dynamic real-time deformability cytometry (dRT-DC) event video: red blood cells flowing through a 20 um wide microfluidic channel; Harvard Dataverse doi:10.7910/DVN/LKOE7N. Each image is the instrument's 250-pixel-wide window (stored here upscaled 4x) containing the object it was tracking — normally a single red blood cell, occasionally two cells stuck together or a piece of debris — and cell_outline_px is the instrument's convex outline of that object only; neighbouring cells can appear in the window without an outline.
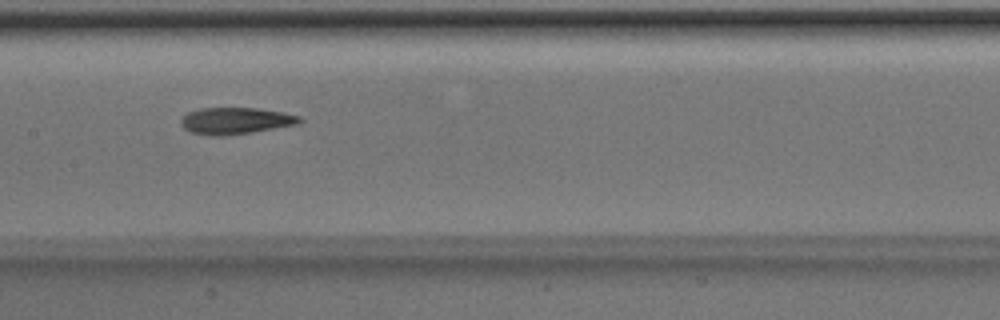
{"species": "Egyptian fruit bat (a non-hibernating species)", "species_latin": "Rousettus aegyptiacus", "temperature_condition": "room temperature", "stored_images_in_passage": 44, "camera_frame_rate_fps": 3000, "um_per_image_px": 0.085, "animal": {"sex": "male"}, "frame": {"image": 1, "passage_image": 25, "time_ms": 8.0, "image_size_px": [1000, 320], "cell_outline_px": [[304, 120], [300, 124], [224, 136], [208, 136], [192, 132], [184, 128], [180, 124], [180, 120], [188, 112], [200, 108], [256, 108], [284, 112], [300, 116]], "centroid_in_image_um": [20.04, 10.26], "position_along_channel_um": 187.4, "area_um2": 18.5}}
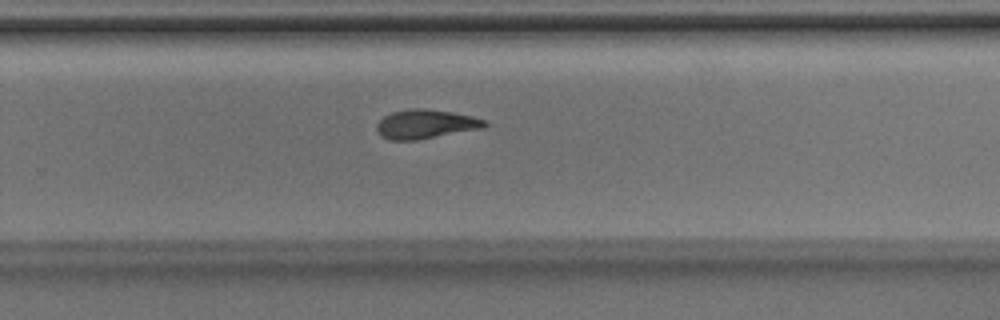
{"frame": {"image": 2, "passage_image": 33, "time_ms": 10.667, "image_size_px": [1000, 320], "cell_outline_px": [[488, 124], [484, 128], [416, 140], [388, 140], [380, 136], [376, 128], [376, 124], [384, 116], [392, 112], [408, 108], [424, 108], [472, 116], [488, 120]], "centroid_in_image_um": [36.17, 10.55], "position_along_channel_um": 293.6, "area_um2": 18.38}}
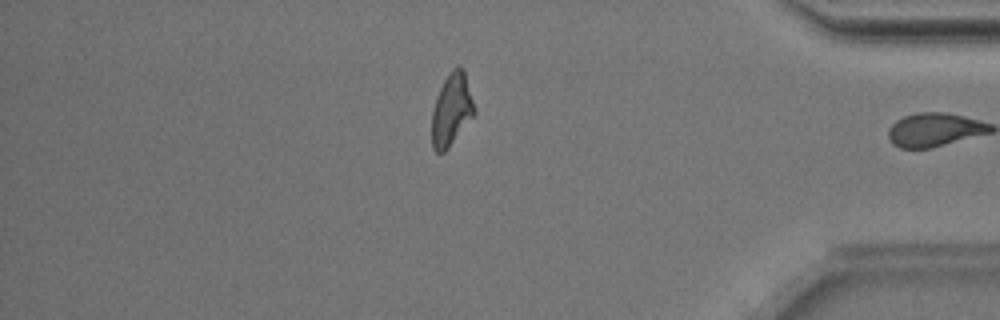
{"frame": {"image": 3, "passage_image": 43, "time_ms": 14.0, "image_size_px": [1000, 320], "cell_outline_px": [[476, 112], [448, 148], [444, 152], [436, 152], [432, 148], [432, 108], [436, 96], [448, 72], [456, 64], [464, 68]], "centroid_in_image_um": [38.37, 9.28], "position_along_channel_um": 396.8, "area_um2": 17.98}, "authors_computed_cell_mechanics": {"area_um2": 18.4093, "velocity_mm_per_s": 4.008, "shape_relaxation_time_tau1_ms": 4.3608, "shape_relaxation_time_tau2_ms": 3.0541, "deformation_change_tau1": 0.2139, "deformation_change_tau2": 0.1199}}